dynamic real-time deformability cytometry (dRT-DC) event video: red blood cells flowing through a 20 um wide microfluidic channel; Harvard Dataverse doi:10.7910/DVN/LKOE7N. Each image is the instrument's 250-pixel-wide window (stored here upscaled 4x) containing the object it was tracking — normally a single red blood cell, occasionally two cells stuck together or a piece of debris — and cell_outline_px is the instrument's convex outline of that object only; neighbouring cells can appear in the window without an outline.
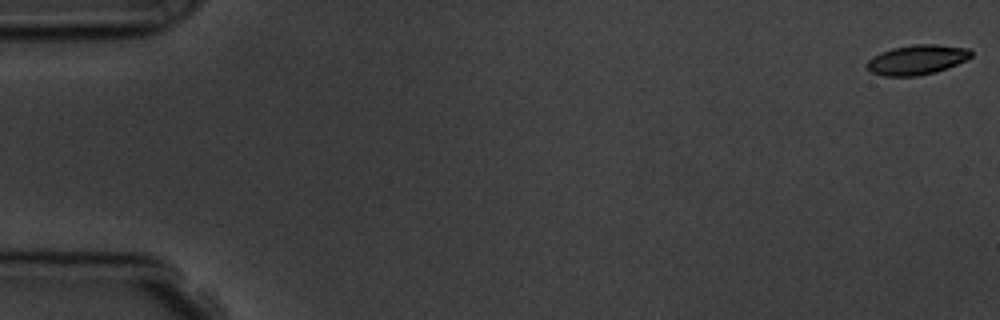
{"species": "common noctule bat (a hibernating species)", "species_latin": "Nyctalus noctula", "temperature_condition": "room temperature", "stored_images_in_passage": 8, "camera_frame_rate_fps": 3000, "um_per_image_px": 0.085, "animal": {"sex": "male", "body_mass_g": 19.5, "forearm_length_mm": 54.6}, "frame": {"image": 1, "passage_image": 1, "time_ms": 0.0, "image_size_px": [1000, 320], "cell_outline_px": [[972, 56], [968, 60], [948, 68], [936, 72], [916, 76], [884, 76], [872, 72], [864, 64], [872, 56], [880, 52], [892, 48], [916, 44], [936, 44], [968, 48], [972, 52]], "centroid_in_image_um": [77.95, 5.08], "position_along_channel_um": 7.0, "area_um2": 18.26}}
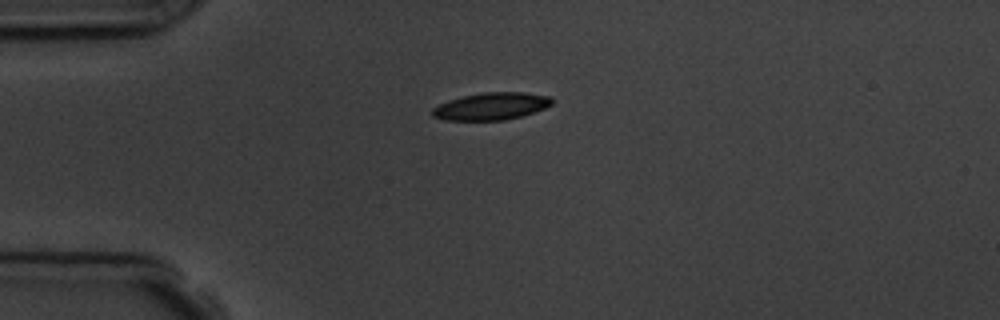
{"frame": {"image": 2, "passage_image": 4, "time_ms": 4.333, "image_size_px": [1000, 320], "cell_outline_px": [[552, 104], [544, 108], [520, 116], [504, 120], [444, 120], [432, 116], [432, 108], [448, 100], [464, 96], [484, 92], [524, 92], [552, 96]], "centroid_in_image_um": [41.75, 9.02], "position_along_channel_um": 43.2, "area_um2": 18.9}}